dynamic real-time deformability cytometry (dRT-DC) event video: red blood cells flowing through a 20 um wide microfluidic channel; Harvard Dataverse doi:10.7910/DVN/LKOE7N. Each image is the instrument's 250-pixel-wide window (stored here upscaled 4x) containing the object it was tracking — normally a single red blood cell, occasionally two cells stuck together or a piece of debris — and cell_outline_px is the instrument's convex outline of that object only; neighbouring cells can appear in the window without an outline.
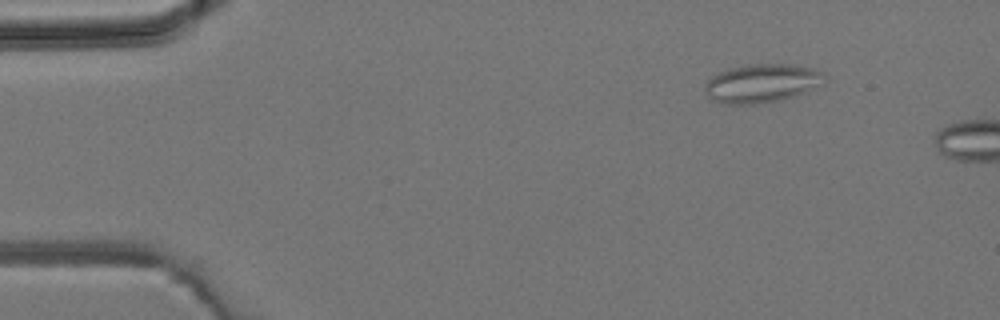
{"species": "common noctule bat (a hibernating species)", "species_latin": "Nyctalus noctula", "temperature_condition": "room temperature", "stored_images_in_passage": 3, "camera_frame_rate_fps": 3000, "um_per_image_px": 0.085, "animal": {"sex": "male", "body_mass_g": 19.2, "forearm_length_mm": 51.8}, "frame": {"image": 1, "passage_image": 2, "time_ms": 1.0, "image_size_px": [1000, 320], "cell_outline_px": [[828, 76], [808, 92], [780, 100], [756, 104], [720, 104], [712, 100], [704, 92], [704, 84], [712, 76], [728, 68], [748, 64], [792, 64], [812, 68], [824, 72]], "centroid_in_image_um": [64.73, 7.08], "position_along_channel_um": 20.3, "area_um2": 27.17}}